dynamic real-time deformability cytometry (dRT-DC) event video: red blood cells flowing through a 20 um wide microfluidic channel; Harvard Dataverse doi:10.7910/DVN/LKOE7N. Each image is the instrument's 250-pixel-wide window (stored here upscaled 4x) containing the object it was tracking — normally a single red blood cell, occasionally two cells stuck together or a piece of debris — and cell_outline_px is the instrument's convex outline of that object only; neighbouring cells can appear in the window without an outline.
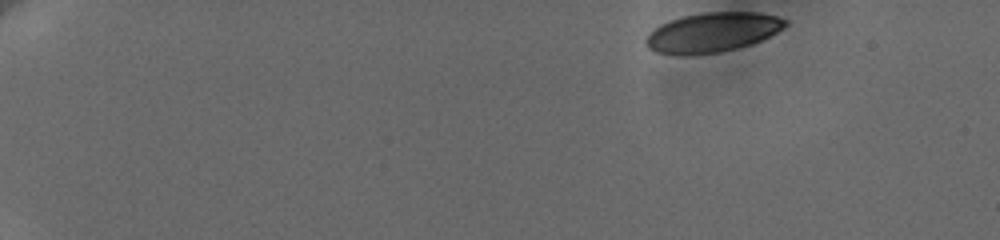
{"species": "human", "species_latin": "Homo sapiens", "temperature_condition": "cold", "stored_images_in_passage": 52, "camera_frame_rate_fps": 3000, "um_per_image_px": 0.085, "donor": {"sex": "female"}, "frame": {"image": 1, "passage_image": 1, "time_ms": 0.0, "image_size_px": [1000, 240], "cell_outline_px": [[788, 24], [776, 32], [752, 44], [720, 52], [684, 56], [656, 52], [648, 48], [644, 40], [660, 24], [684, 16], [704, 12], [760, 12], [776, 16], [788, 20]], "centroid_in_image_um": [60.56, 2.75], "position_along_channel_um": 24.4, "area_um2": 32.02}}
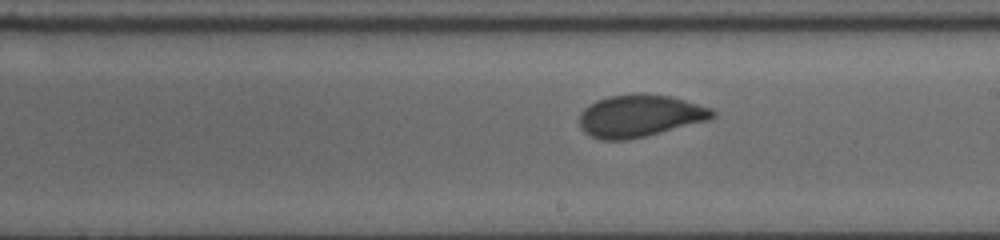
{"frame": {"image": 2, "passage_image": 30, "time_ms": 9.667, "image_size_px": [1000, 240], "cell_outline_px": [[716, 116], [708, 120], [628, 140], [600, 140], [584, 132], [580, 128], [580, 112], [584, 108], [596, 100], [608, 96], [668, 96], [684, 100], [712, 108], [716, 112]], "centroid_in_image_um": [54.36, 9.88], "position_along_channel_um": 234.6, "area_um2": 31.91}}
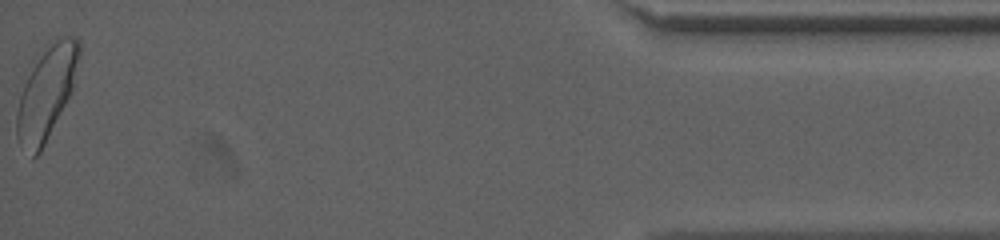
{"frame": {"image": 3, "passage_image": 52, "time_ms": 17.0, "image_size_px": [1000, 240], "cell_outline_px": [[80, 56], [72, 88], [40, 152], [32, 160], [16, 136], [16, 112], [20, 96], [24, 84], [44, 44], [64, 36], [76, 36], [80, 40]], "centroid_in_image_um": [3.94, 7.83], "position_along_channel_um": 431.3, "area_um2": 33.18}, "authors_computed_cell_mechanics": {"area_um2": 32.1946, "velocity_mm_per_s": 3.6214, "shape_relaxation_time_tau1_ms": 6.2988, "shape_relaxation_time_tau2_ms": null, "deformation_change_tau1": 0.1442, "deformation_change_tau2": null}}